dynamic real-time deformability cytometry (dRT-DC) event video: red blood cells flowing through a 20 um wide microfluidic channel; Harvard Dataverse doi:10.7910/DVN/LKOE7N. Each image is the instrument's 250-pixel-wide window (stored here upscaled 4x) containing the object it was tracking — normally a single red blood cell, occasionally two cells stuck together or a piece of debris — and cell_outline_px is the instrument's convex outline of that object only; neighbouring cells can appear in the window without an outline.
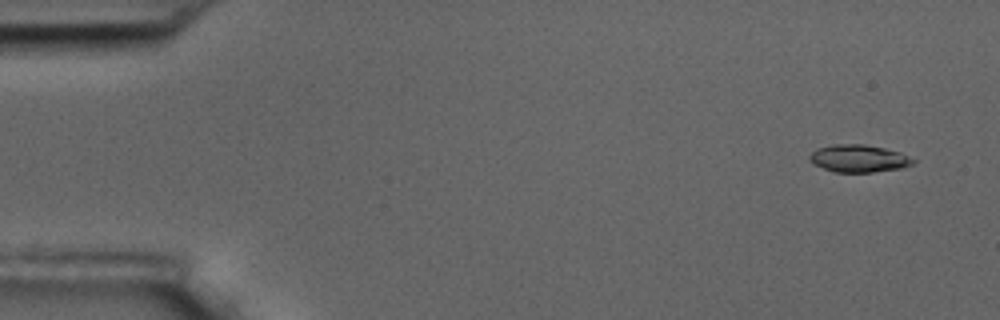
{"species": "common noctule bat (a hibernating species)", "species_latin": "Nyctalus noctula", "temperature_condition": "room temperature", "stored_images_in_passage": 5, "camera_frame_rate_fps": 3000, "um_per_image_px": 0.085, "animal": {"sex": "male", "body_mass_g": 17.5, "forearm_length_mm": 52.3}, "frame": {"image": 1, "passage_image": 1, "time_ms": 0.0, "image_size_px": [1000, 320], "cell_outline_px": [[916, 160], [912, 164], [900, 168], [872, 172], [836, 172], [824, 168], [808, 160], [808, 156], [816, 148], [832, 144], [864, 144], [884, 148], [900, 152]], "centroid_in_image_um": [72.97, 13.46], "position_along_channel_um": 12.0, "area_um2": 16.47}}